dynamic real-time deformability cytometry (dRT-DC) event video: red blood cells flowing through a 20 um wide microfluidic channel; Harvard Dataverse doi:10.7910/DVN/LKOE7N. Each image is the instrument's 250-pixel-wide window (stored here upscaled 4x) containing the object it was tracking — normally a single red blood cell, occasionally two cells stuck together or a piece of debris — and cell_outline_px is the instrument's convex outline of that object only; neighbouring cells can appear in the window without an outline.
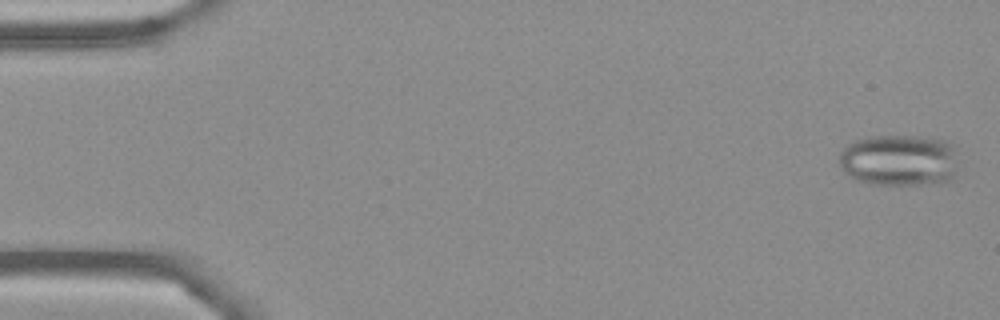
{"species": "Egyptian fruit bat (a non-hibernating species)", "species_latin": "Rousettus aegyptiacus", "temperature_condition": "cold", "stored_images_in_passage": 5, "camera_frame_rate_fps": 3000, "um_per_image_px": 0.085, "frame": {"image": 1, "passage_image": 1, "time_ms": 0.0, "image_size_px": [1000, 320], "cell_outline_px": [[956, 148], [952, 180], [932, 184], [872, 184], [856, 180], [844, 172], [840, 164], [840, 152], [844, 144], [852, 140], [864, 136], [920, 136], [944, 140], [956, 144]], "centroid_in_image_um": [76.39, 13.59], "position_along_channel_um": 8.6, "area_um2": 36.24}}